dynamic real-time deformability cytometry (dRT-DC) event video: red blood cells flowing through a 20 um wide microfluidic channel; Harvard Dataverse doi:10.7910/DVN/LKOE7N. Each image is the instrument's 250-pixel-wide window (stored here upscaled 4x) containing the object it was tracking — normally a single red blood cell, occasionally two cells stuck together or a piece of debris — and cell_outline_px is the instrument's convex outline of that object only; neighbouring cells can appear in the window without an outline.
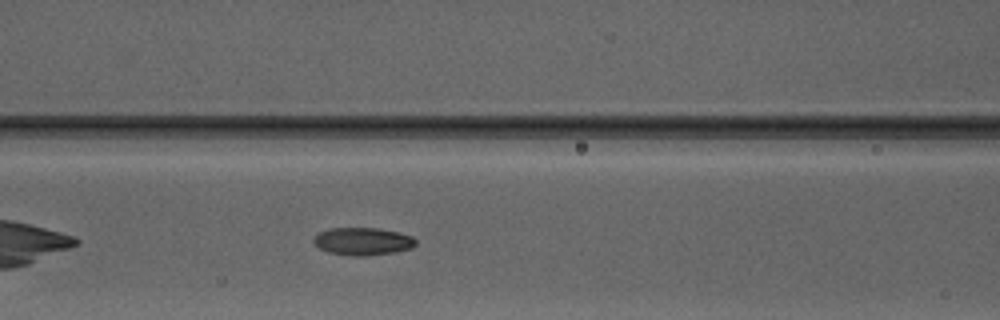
{"species": "Egyptian fruit bat (a non-hibernating species)", "species_latin": "Rousettus aegyptiacus", "temperature_condition": "warm", "stored_images_in_passage": 4, "camera_frame_rate_fps": 3000, "um_per_image_px": 0.085, "animal": {"sex": "male"}, "frame": {"image": 1, "passage_image": 4, "time_ms": 4.667, "image_size_px": [1000, 320], "cell_outline_px": [[416, 244], [412, 248], [392, 252], [368, 256], [352, 256], [328, 252], [320, 248], [312, 240], [320, 232], [328, 228], [380, 228], [412, 236], [416, 240]], "centroid_in_image_um": [30.84, 20.51], "position_along_channel_um": 135.8, "area_um2": 16.36}}